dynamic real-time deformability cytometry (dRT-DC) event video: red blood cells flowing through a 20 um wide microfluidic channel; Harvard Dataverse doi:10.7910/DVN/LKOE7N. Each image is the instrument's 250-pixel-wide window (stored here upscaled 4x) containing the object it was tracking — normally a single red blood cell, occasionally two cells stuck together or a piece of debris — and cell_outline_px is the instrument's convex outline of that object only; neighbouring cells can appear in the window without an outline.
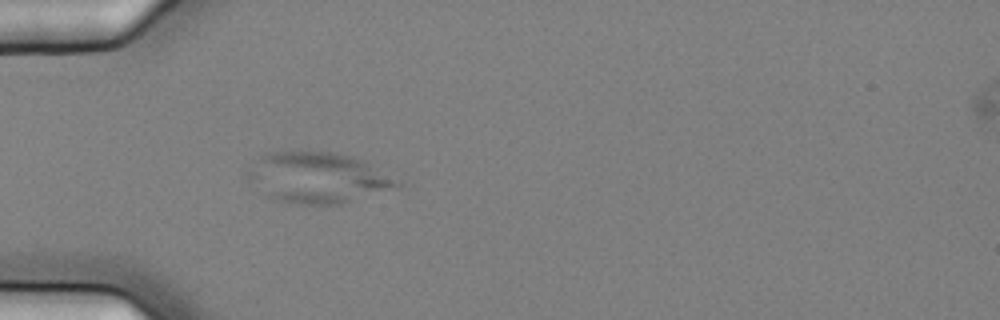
{"species": "common noctule bat (a hibernating species)", "species_latin": "Nyctalus noctula", "temperature_condition": "cold", "stored_images_in_passage": 5, "camera_frame_rate_fps": 3000, "um_per_image_px": 0.085, "animal": {"sex": "female", "body_mass_g": 25.1}, "frame": {"image": 1, "passage_image": 5, "time_ms": 1.333, "image_size_px": [1000, 320], "cell_outline_px": [[400, 188], [340, 204], [292, 204], [272, 200], [264, 196], [244, 172], [252, 160], [264, 152], [332, 152], [352, 156], [364, 160], [400, 184]], "centroid_in_image_um": [26.91, 15.11], "position_along_channel_um": 58.1, "area_um2": 44.45}}